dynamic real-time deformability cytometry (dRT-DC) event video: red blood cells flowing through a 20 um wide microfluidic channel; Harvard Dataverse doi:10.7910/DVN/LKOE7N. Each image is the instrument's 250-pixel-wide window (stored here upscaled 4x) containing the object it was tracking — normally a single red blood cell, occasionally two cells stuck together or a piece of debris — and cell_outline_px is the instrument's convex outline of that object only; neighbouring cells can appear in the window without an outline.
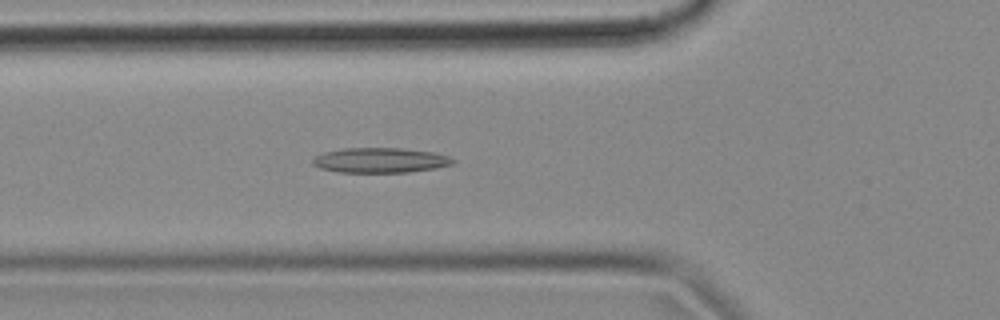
{"species": "common noctule bat (a hibernating species)", "species_latin": "Nyctalus noctula", "temperature_condition": "cold", "stored_images_in_passage": 44, "camera_frame_rate_fps": 3000, "um_per_image_px": 0.085, "animal": {"sex": "female", "body_mass_g": 18.4}, "frame": {"image": 1, "passage_image": 9, "time_ms": 2.667, "image_size_px": [1000, 320], "cell_outline_px": [[456, 160], [452, 164], [436, 168], [408, 172], [340, 172], [320, 168], [312, 164], [312, 160], [316, 156], [324, 152], [344, 148], [400, 148], [432, 152], [448, 156]], "centroid_in_image_um": [32.31, 13.62], "position_along_channel_um": 93.5, "area_um2": 20.29}}
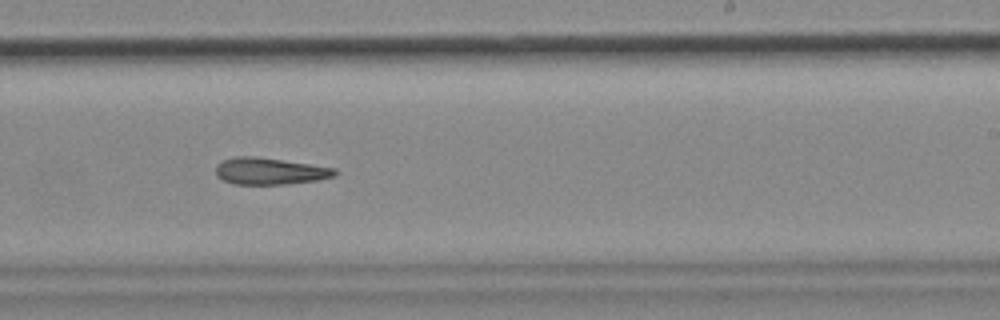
{"frame": {"image": 2, "passage_image": 23, "time_ms": 7.333, "image_size_px": [1000, 320], "cell_outline_px": [[340, 172], [336, 176], [316, 180], [288, 184], [236, 184], [224, 180], [216, 176], [216, 164], [224, 160], [236, 156], [256, 156], [336, 168]], "centroid_in_image_um": [22.96, 14.54], "position_along_channel_um": 266.0, "area_um2": 18.61}}
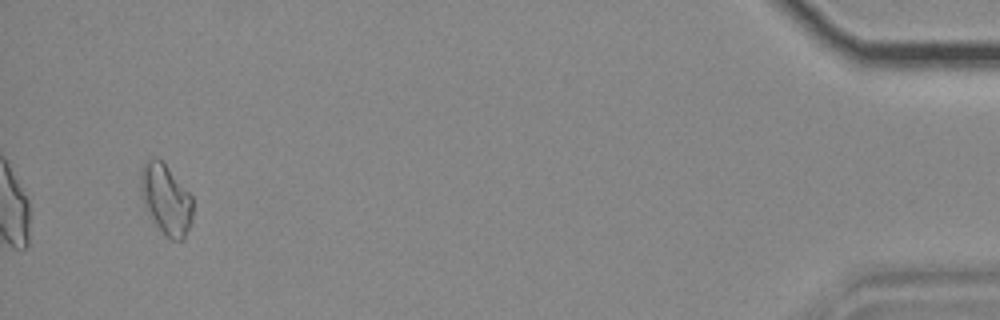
{"frame": {"image": 3, "passage_image": 42, "time_ms": 13.667, "image_size_px": [1000, 320], "cell_outline_px": [[192, 220], [184, 240], [172, 240], [164, 236], [144, 208], [140, 188], [140, 168], [148, 160], [156, 156], [164, 164], [192, 196]], "centroid_in_image_um": [14.08, 16.98], "position_along_channel_um": 421.1, "area_um2": 21.39}}